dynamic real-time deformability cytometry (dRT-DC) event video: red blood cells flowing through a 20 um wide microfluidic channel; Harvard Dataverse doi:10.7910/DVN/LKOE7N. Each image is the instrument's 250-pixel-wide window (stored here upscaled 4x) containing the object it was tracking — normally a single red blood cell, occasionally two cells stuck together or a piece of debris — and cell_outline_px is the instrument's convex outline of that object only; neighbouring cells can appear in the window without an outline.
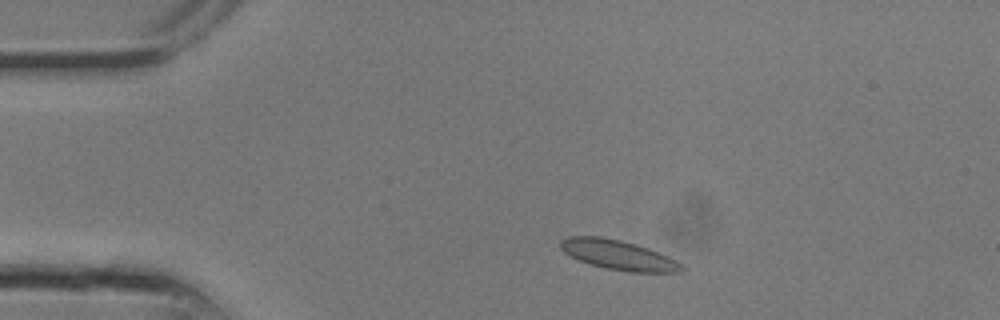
{"species": "common noctule bat (a hibernating species)", "species_latin": "Nyctalus noctula", "temperature_condition": "room temperature", "stored_images_in_passage": 6, "camera_frame_rate_fps": 3000, "um_per_image_px": 0.085, "animal": {"sex": "male", "body_mass_g": 13.3}, "frame": {"image": 1, "passage_image": 3, "time_ms": 0.667, "image_size_px": [1000, 320], "cell_outline_px": [[684, 272], [628, 272], [604, 268], [580, 260], [564, 252], [560, 248], [560, 240], [568, 236], [600, 236], [620, 240], [636, 244], [648, 248], [668, 256], [676, 260], [684, 268]], "centroid_in_image_um": [52.56, 21.67], "position_along_channel_um": 32.4, "area_um2": 20.87}}